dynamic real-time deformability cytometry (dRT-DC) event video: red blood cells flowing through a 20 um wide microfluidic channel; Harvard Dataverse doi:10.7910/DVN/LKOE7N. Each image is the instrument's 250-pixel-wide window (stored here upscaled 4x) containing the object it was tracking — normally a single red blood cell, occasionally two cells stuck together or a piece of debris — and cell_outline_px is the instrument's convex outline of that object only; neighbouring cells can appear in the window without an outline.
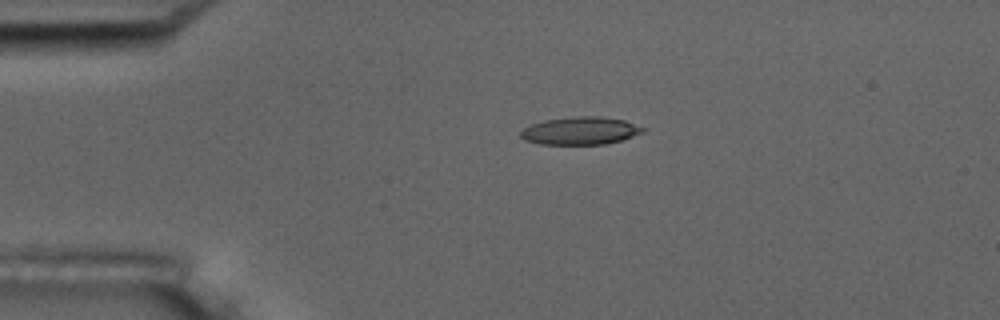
{"species": "common noctule bat (a hibernating species)", "species_latin": "Nyctalus noctula", "temperature_condition": "room temperature", "stored_images_in_passage": 5, "camera_frame_rate_fps": 3000, "um_per_image_px": 0.085, "animal": {"sex": "male", "body_mass_g": 17.5, "forearm_length_mm": 52.3}, "frame": {"image": 1, "passage_image": 4, "time_ms": 3.667, "image_size_px": [1000, 320], "cell_outline_px": [[644, 132], [620, 140], [604, 144], [540, 144], [524, 140], [520, 136], [520, 132], [524, 128], [532, 124], [544, 120], [572, 116], [600, 116], [624, 120], [644, 128]], "centroid_in_image_um": [49.3, 11.11], "position_along_channel_um": 35.7, "area_um2": 19.65}}